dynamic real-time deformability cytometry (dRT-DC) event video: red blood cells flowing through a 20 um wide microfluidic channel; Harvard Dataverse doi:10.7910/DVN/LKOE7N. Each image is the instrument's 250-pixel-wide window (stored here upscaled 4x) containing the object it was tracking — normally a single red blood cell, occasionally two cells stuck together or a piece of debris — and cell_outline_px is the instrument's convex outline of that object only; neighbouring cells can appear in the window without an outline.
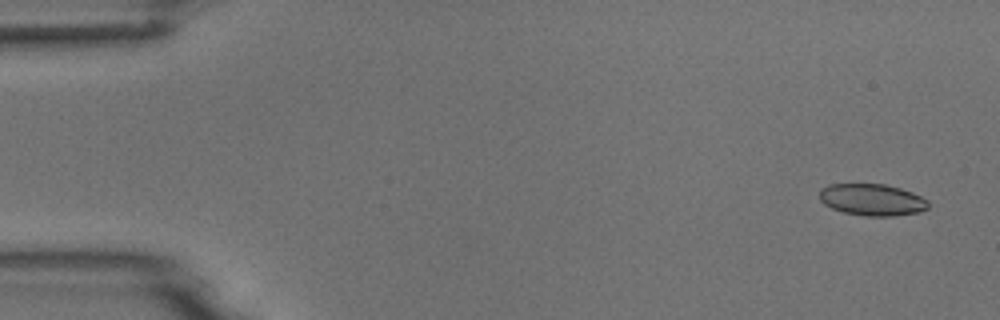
{"species": "common noctule bat (a hibernating species)", "species_latin": "Nyctalus noctula", "temperature_condition": "room temperature", "stored_images_in_passage": 7, "camera_frame_rate_fps": 3000, "um_per_image_px": 0.085, "animal": {"sex": "male", "body_mass_g": 18.8}, "frame": {"image": 1, "passage_image": 1, "time_ms": 0.0, "image_size_px": [1000, 320], "cell_outline_px": [[928, 208], [916, 212], [896, 216], [864, 216], [844, 212], [832, 208], [824, 204], [820, 200], [820, 188], [828, 184], [884, 184], [900, 188], [912, 192], [928, 200]], "centroid_in_image_um": [74.11, 16.97], "position_along_channel_um": 10.9, "area_um2": 20.11}}
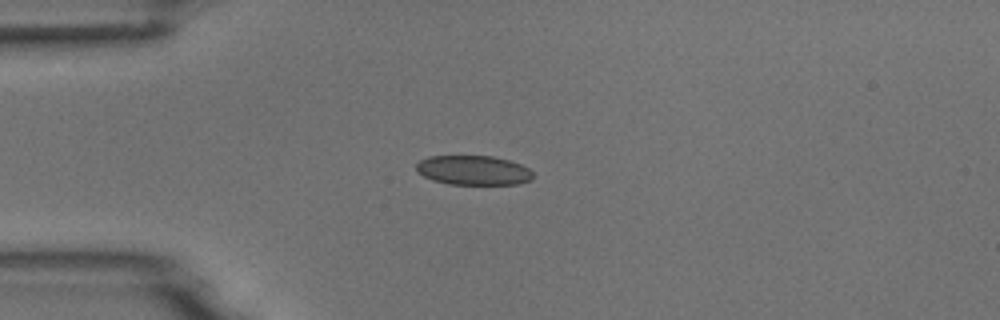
{"frame": {"image": 2, "passage_image": 4, "time_ms": 3.667, "image_size_px": [1000, 320], "cell_outline_px": [[536, 176], [532, 180], [520, 184], [448, 184], [432, 180], [416, 172], [416, 164], [420, 160], [428, 156], [492, 156], [508, 160], [520, 164], [528, 168]], "centroid_in_image_um": [40.25, 14.48], "position_along_channel_um": 44.8, "area_um2": 20.23}}